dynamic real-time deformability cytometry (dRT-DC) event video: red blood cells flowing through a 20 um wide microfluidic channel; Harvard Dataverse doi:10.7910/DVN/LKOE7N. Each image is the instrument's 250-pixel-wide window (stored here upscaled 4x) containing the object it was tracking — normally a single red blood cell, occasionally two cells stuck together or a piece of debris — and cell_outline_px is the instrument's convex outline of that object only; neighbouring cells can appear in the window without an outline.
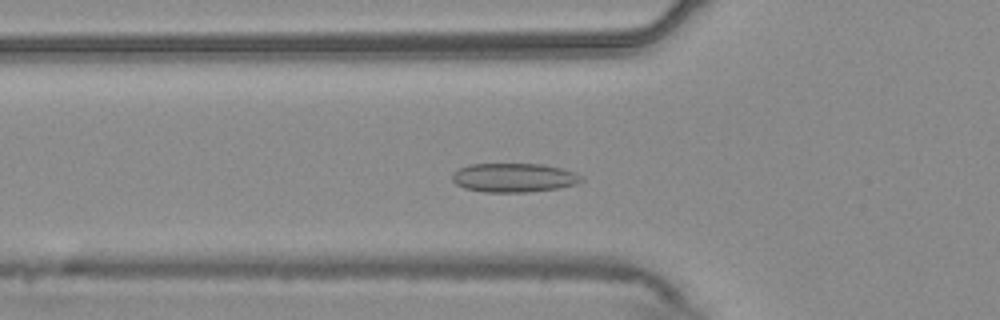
{"species": "common noctule bat (a hibernating species)", "species_latin": "Nyctalus noctula", "temperature_condition": "warm", "stored_images_in_passage": 53, "camera_frame_rate_fps": 3000, "um_per_image_px": 0.085, "animal": {"sex": "male", "body_mass_g": 20.4}, "frame": {"image": 1, "passage_image": 17, "time_ms": 5.333, "image_size_px": [1000, 320], "cell_outline_px": [[584, 180], [576, 184], [560, 188], [528, 192], [484, 192], [464, 188], [456, 184], [452, 180], [452, 172], [468, 164], [540, 164], [560, 168], [576, 172]], "centroid_in_image_um": [43.67, 15.1], "position_along_channel_um": 82.1, "area_um2": 21.91}}
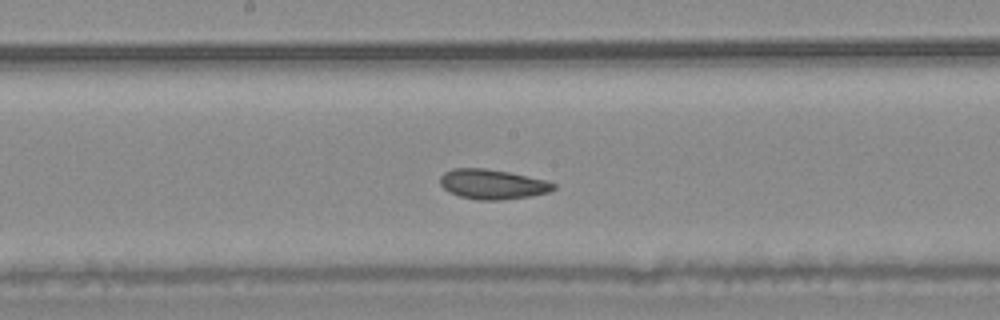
{"frame": {"image": 2, "passage_image": 27, "time_ms": 8.667, "image_size_px": [1000, 320], "cell_outline_px": [[556, 188], [548, 192], [532, 196], [500, 200], [476, 200], [460, 196], [448, 192], [440, 184], [440, 176], [444, 172], [452, 168], [484, 168], [508, 172], [544, 180], [556, 184]], "centroid_in_image_um": [41.83, 15.66], "position_along_channel_um": 206.4, "area_um2": 19.71}}
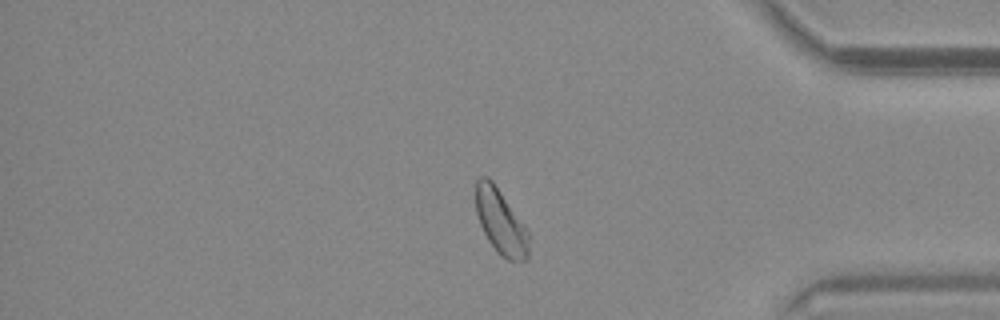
{"frame": {"image": 3, "passage_image": 44, "time_ms": 14.333, "image_size_px": [1000, 320], "cell_outline_px": [[528, 256], [524, 260], [508, 260], [500, 256], [496, 252], [488, 240], [480, 224], [476, 212], [476, 180], [480, 176], [488, 176], [492, 180], [524, 224], [528, 232]], "centroid_in_image_um": [42.54, 18.84], "position_along_channel_um": 392.7, "area_um2": 19.94}, "authors_computed_cell_mechanics": {"area_um2": 21.097, "velocity_mm_per_s": 3.7048, "shape_relaxation_time_tau1_ms": 7.6569, "shape_relaxation_time_tau2_ms": 6.6851, "deformation_change_tau1": 0.1016, "deformation_change_tau2": 0.1018}}